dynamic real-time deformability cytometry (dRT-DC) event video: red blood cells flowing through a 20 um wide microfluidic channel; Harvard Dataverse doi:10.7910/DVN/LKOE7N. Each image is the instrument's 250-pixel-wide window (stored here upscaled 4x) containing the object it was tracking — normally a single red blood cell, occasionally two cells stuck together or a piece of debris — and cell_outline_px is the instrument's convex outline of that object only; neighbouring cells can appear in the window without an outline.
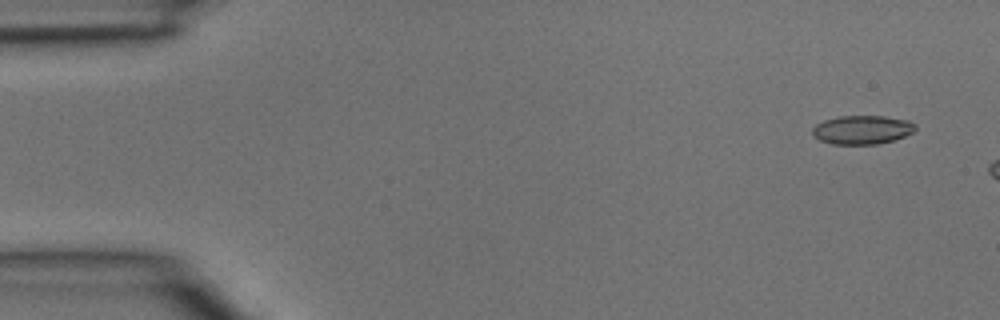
{"species": "common noctule bat (a hibernating species)", "species_latin": "Nyctalus noctula", "temperature_condition": "room temperature", "stored_images_in_passage": 2, "camera_frame_rate_fps": 3000, "um_per_image_px": 0.085, "animal": {"sex": "male", "body_mass_g": 15.6}, "frame": {"image": 1, "passage_image": 1, "time_ms": 0.0, "image_size_px": [1000, 320], "cell_outline_px": [[916, 128], [912, 132], [896, 140], [876, 144], [832, 144], [820, 140], [812, 136], [812, 128], [816, 124], [824, 120], [840, 116], [884, 116], [908, 120], [916, 124]], "centroid_in_image_um": [73.28, 11.03], "position_along_channel_um": 11.7, "area_um2": 17.34}}